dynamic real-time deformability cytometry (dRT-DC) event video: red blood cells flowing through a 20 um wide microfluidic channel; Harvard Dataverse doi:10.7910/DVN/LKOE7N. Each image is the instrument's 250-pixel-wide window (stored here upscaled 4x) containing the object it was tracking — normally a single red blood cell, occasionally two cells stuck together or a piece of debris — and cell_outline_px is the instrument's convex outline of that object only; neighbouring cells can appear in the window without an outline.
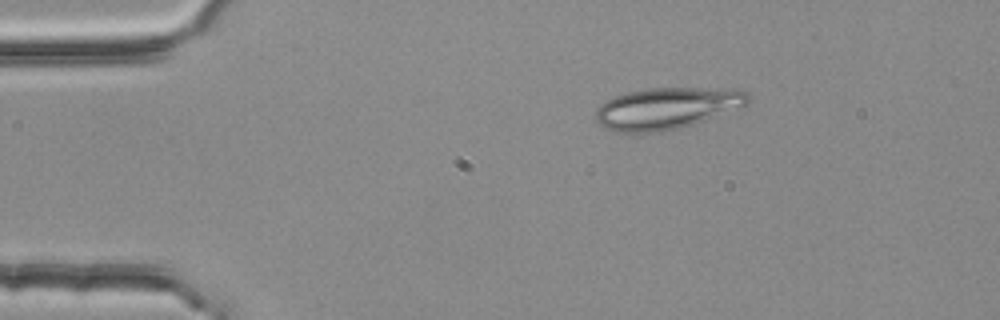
{"species": "common noctule bat (a hibernating species)", "species_latin": "Nyctalus noctula", "temperature_condition": "room temperature", "stored_images_in_passage": 2, "camera_frame_rate_fps": 3000, "um_per_image_px": 0.085, "animal": {"sex": "female", "body_mass_g": 25.1}, "frame": {"image": 1, "passage_image": 1, "time_ms": 0.0, "image_size_px": [1000, 320], "cell_outline_px": [[748, 104], [704, 120], [680, 128], [660, 132], [616, 132], [600, 124], [596, 120], [596, 108], [600, 104], [616, 96], [628, 92], [648, 88], [736, 88], [748, 92]], "centroid_in_image_um": [56.69, 9.19], "position_along_channel_um": 28.3, "area_um2": 36.65}}